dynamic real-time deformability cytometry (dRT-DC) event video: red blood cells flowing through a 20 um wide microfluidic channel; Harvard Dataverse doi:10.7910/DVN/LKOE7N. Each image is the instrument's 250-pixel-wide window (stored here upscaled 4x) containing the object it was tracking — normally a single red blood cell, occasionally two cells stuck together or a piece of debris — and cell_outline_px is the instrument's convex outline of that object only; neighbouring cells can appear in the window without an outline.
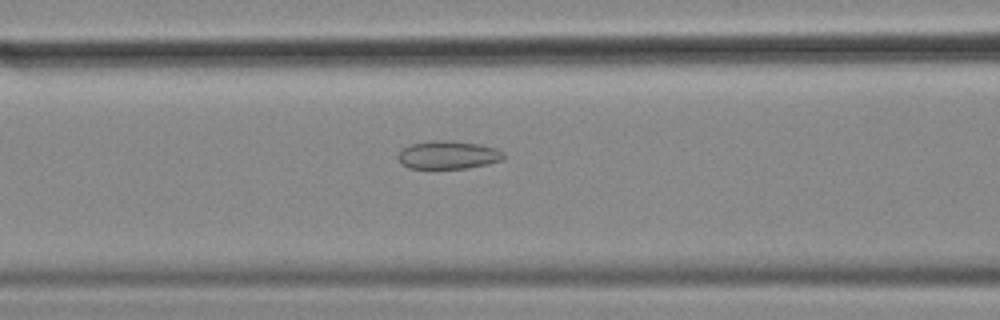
{"species": "common noctule bat (a hibernating species)", "species_latin": "Nyctalus noctula", "temperature_condition": "cold", "stored_images_in_passage": 33, "camera_frame_rate_fps": 3000, "um_per_image_px": 0.085, "animal": {"sex": "female", "body_mass_g": 18.4}, "frame": {"image": 1, "passage_image": 6, "time_ms": 1.667, "image_size_px": [1000, 320], "cell_outline_px": [[504, 160], [488, 164], [468, 168], [408, 168], [400, 164], [396, 156], [404, 148], [412, 144], [432, 140], [448, 140], [480, 144], [496, 148], [504, 152]], "centroid_in_image_um": [38.1, 13.17], "position_along_channel_um": 128.5, "area_um2": 17.46}}
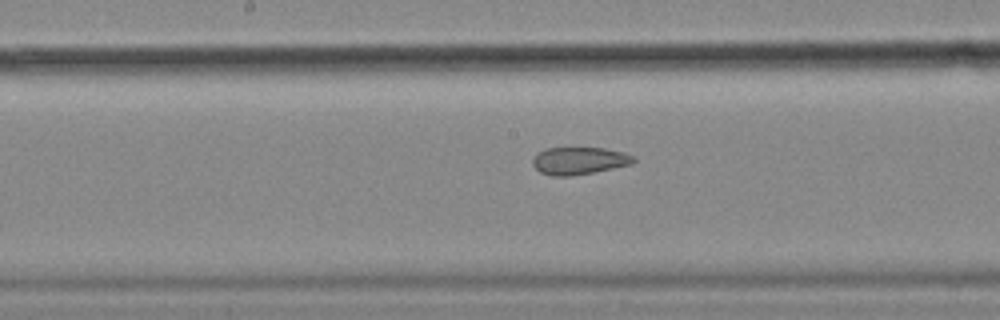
{"frame": {"image": 2, "passage_image": 12, "time_ms": 3.667, "image_size_px": [1000, 320], "cell_outline_px": [[636, 160], [632, 164], [592, 172], [568, 176], [552, 176], [540, 172], [532, 164], [532, 160], [536, 152], [548, 148], [604, 148], [624, 152], [636, 156]], "centroid_in_image_um": [49.23, 13.65], "position_along_channel_um": 199.0, "area_um2": 16.13}}
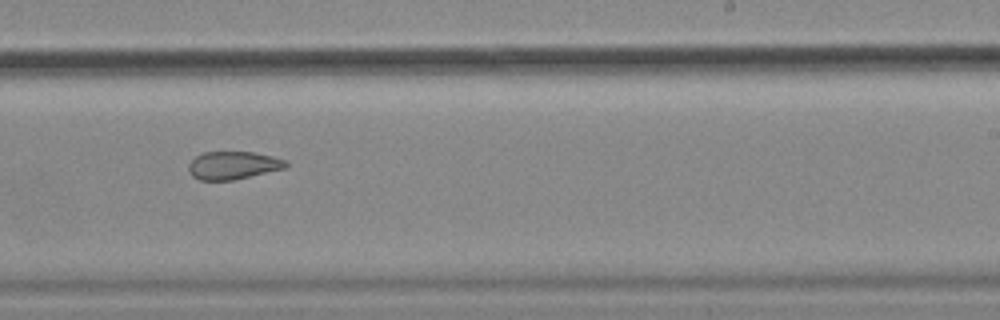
{"frame": {"image": 3, "passage_image": 18, "time_ms": 5.667, "image_size_px": [1000, 320], "cell_outline_px": [[288, 164], [284, 168], [232, 180], [200, 180], [192, 176], [188, 172], [188, 164], [196, 156], [204, 152], [252, 152], [272, 156], [288, 160]], "centroid_in_image_um": [19.79, 14.05], "position_along_channel_um": 269.2, "area_um2": 15.72}}